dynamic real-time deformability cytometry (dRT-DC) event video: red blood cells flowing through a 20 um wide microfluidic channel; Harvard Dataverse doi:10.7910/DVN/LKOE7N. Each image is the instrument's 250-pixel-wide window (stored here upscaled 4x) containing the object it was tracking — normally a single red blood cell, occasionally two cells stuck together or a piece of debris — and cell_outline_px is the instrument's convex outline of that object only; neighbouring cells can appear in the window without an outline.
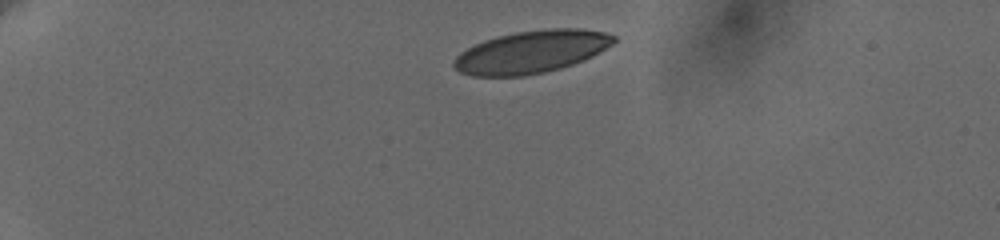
{"species": "human", "species_latin": "Homo sapiens", "temperature_condition": "cold", "stored_images_in_passage": 45, "camera_frame_rate_fps": 3000, "um_per_image_px": 0.085, "donor": {"sex": "female"}, "frame": {"image": 1, "passage_image": 1, "time_ms": 0.0, "image_size_px": [1000, 240], "cell_outline_px": [[616, 40], [612, 44], [592, 56], [572, 64], [560, 68], [544, 72], [524, 76], [472, 76], [460, 72], [452, 64], [456, 56], [460, 52], [484, 40], [496, 36], [516, 32], [548, 28], [580, 28], [604, 32], [616, 36]], "centroid_in_image_um": [45.16, 4.4], "position_along_channel_um": 39.8, "area_um2": 39.48}}
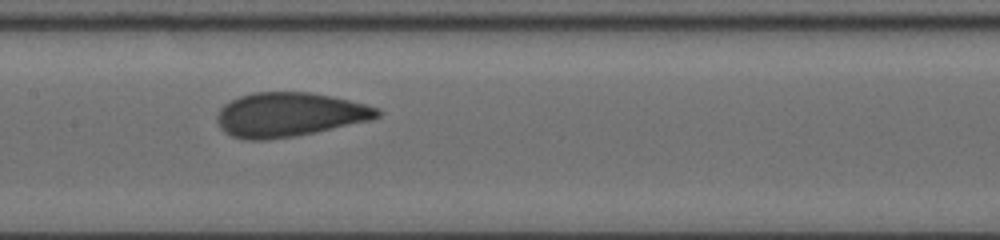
{"frame": {"image": 2, "passage_image": 19, "time_ms": 6.0, "image_size_px": [1000, 240], "cell_outline_px": [[380, 116], [372, 120], [292, 136], [268, 140], [244, 140], [232, 136], [224, 132], [220, 128], [216, 120], [216, 116], [220, 108], [224, 104], [240, 96], [252, 92], [312, 92], [332, 96], [380, 108]], "centroid_in_image_um": [24.56, 9.74], "position_along_channel_um": 182.8, "area_um2": 41.21}}
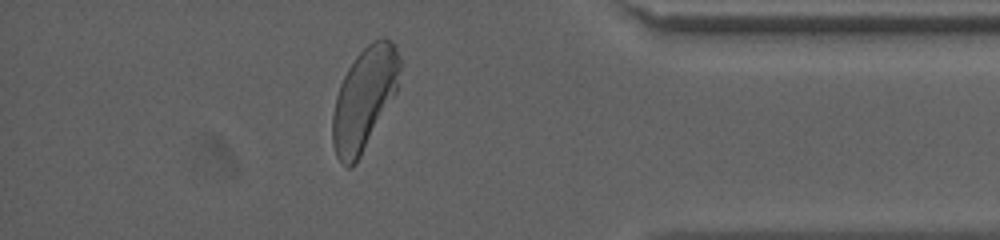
{"frame": {"image": 3, "passage_image": 39, "time_ms": 12.667, "image_size_px": [1000, 240], "cell_outline_px": [[400, 68], [396, 92], [360, 156], [348, 168], [336, 156], [332, 144], [332, 112], [336, 96], [340, 84], [348, 68], [356, 56], [372, 40], [384, 36], [396, 44], [400, 56]], "centroid_in_image_um": [30.96, 8.32], "position_along_channel_um": 404.2, "area_um2": 39.65}, "authors_computed_cell_mechanics": {"area_um2": 40.4022, "velocity_mm_per_s": 3.6184, "shape_relaxation_time_tau1_ms": 4.5834, "shape_relaxation_time_tau2_ms": null, "deformation_change_tau1": 0.1532, "deformation_change_tau2": null}}